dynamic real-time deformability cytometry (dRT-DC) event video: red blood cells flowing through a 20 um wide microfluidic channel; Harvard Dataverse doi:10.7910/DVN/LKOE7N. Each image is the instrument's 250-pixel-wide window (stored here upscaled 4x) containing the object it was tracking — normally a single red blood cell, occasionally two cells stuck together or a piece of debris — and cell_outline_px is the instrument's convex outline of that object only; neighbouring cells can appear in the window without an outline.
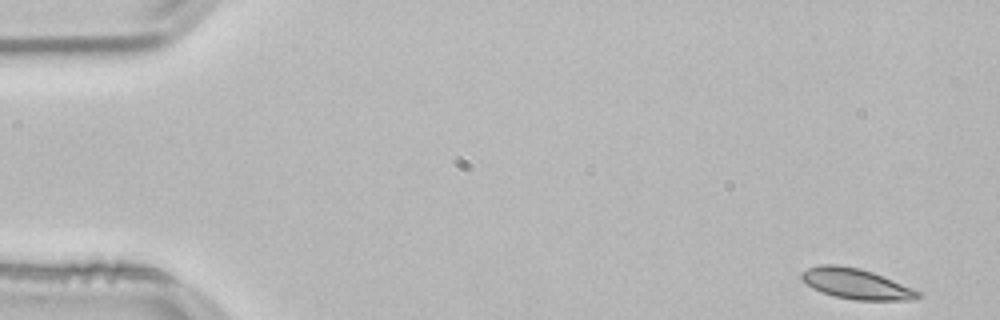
{"species": "common noctule bat (a hibernating species)", "species_latin": "Nyctalus noctula", "temperature_condition": "room temperature", "stored_images_in_passage": 53, "camera_frame_rate_fps": 3000, "um_per_image_px": 0.085, "animal": {"sex": "male", "body_mass_g": 21.5, "forearm_length_mm": 52.0}, "frame": {"image": 1, "passage_image": 1, "time_ms": 0.0, "image_size_px": [1000, 320], "cell_outline_px": [[920, 296], [916, 300], [856, 300], [836, 296], [820, 292], [812, 288], [800, 280], [800, 272], [808, 268], [820, 264], [836, 264], [860, 268], [872, 272], [912, 288], [920, 292]], "centroid_in_image_um": [72.71, 24.11], "position_along_channel_um": 12.3, "area_um2": 20.69}}
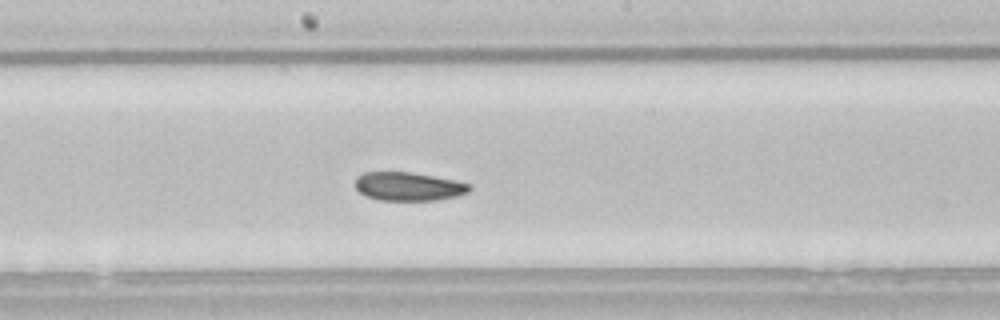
{"frame": {"image": 2, "passage_image": 27, "time_ms": 8.667, "image_size_px": [1000, 320], "cell_outline_px": [[472, 188], [468, 192], [456, 196], [436, 200], [380, 200], [368, 196], [360, 192], [356, 188], [356, 176], [364, 172], [412, 172], [456, 180], [472, 184]], "centroid_in_image_um": [34.75, 15.84], "position_along_channel_um": 213.4, "area_um2": 19.02}}
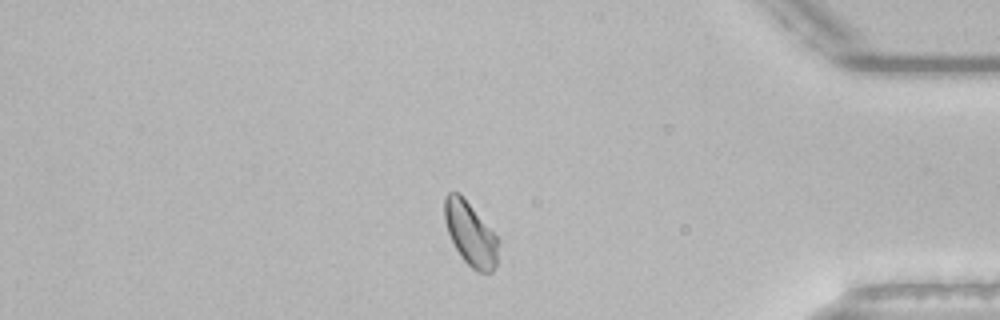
{"frame": {"image": 3, "passage_image": 44, "time_ms": 14.333, "image_size_px": [1000, 320], "cell_outline_px": [[496, 264], [492, 272], [476, 272], [460, 256], [448, 232], [444, 220], [444, 196], [448, 192], [460, 192], [496, 236]], "centroid_in_image_um": [39.93, 19.84], "position_along_channel_um": 395.3, "area_um2": 19.48}, "authors_computed_cell_mechanics": {"area_um2": 20.1722, "velocity_mm_per_s": 3.769, "shape_relaxation_time_tau1_ms": 2.6399, "shape_relaxation_time_tau2_ms": 3.6805, "deformation_change_tau1": 0.0982, "deformation_change_tau2": 0.072}}